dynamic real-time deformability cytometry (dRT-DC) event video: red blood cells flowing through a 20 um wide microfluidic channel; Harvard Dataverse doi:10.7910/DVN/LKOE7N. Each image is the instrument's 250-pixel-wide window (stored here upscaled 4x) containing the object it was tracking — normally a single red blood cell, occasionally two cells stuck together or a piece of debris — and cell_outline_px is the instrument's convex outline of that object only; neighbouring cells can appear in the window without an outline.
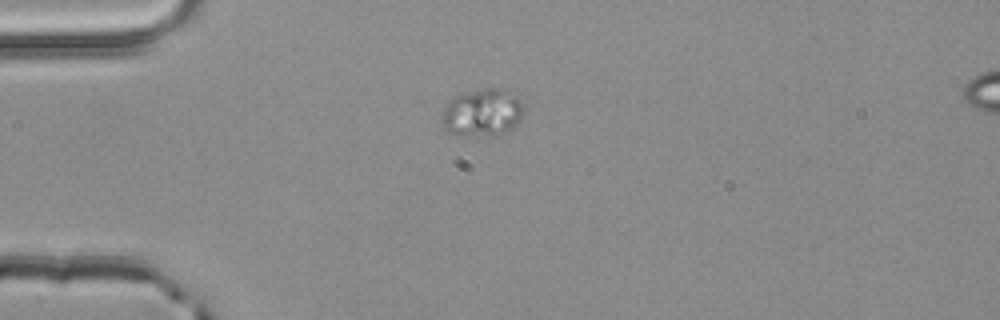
{"species": "common noctule bat (a hibernating species)", "species_latin": "Nyctalus noctula", "temperature_condition": "room temperature", "stored_images_in_passage": 5, "segment_of_instrument_passage": [2, 2], "camera_frame_rate_fps": 3000, "um_per_image_px": 0.085, "animal": {"sex": "male", "body_mass_g": 20.4}, "frame": {"image": 1, "passage_image": 5, "time_ms": 1.333, "image_size_px": [1000, 320], "cell_outline_px": [[524, 108], [520, 120], [504, 136], [464, 136], [444, 132], [440, 112], [448, 100], [456, 96], [484, 88], [500, 88], [520, 100], [524, 104]], "centroid_in_image_um": [40.96, 9.63], "position_along_channel_um": 44.0, "area_um2": 23.18}}